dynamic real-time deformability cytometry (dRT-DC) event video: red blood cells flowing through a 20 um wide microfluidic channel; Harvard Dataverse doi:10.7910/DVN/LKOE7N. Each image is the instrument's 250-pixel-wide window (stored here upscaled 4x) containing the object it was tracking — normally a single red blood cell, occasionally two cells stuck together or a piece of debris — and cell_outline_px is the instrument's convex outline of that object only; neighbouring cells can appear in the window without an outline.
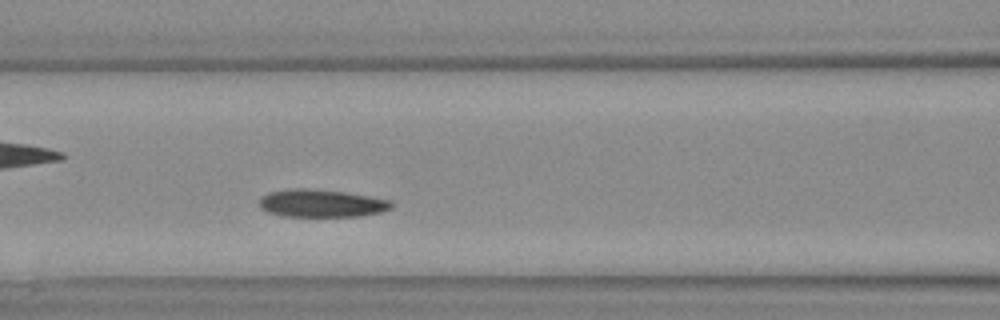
{"species": "Egyptian fruit bat (a non-hibernating species)", "species_latin": "Rousettus aegyptiacus", "temperature_condition": "warm", "stored_images_in_passage": 29, "camera_frame_rate_fps": 3000, "um_per_image_px": 0.085, "animal": {"sex": "female"}, "frame": {"image": 1, "passage_image": 9, "time_ms": 2.667, "image_size_px": [1000, 320], "cell_outline_px": [[392, 208], [380, 212], [360, 216], [284, 216], [264, 212], [260, 208], [260, 196], [268, 192], [288, 188], [308, 188], [344, 192], [392, 200]], "centroid_in_image_um": [27.27, 17.27], "position_along_channel_um": 139.3, "area_um2": 21.5}}